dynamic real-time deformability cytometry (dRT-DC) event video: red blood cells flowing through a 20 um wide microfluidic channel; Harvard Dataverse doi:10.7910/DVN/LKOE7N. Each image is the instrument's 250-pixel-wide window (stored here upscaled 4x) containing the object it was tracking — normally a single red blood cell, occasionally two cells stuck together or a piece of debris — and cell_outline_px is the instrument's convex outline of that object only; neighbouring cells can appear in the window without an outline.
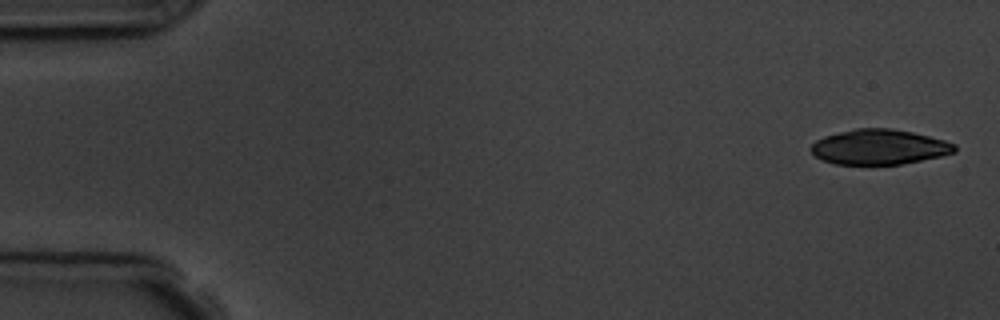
{"species": "common noctule bat (a hibernating species)", "species_latin": "Nyctalus noctula", "temperature_condition": "room temperature", "stored_images_in_passage": 5, "camera_frame_rate_fps": 3000, "um_per_image_px": 0.085, "animal": {"sex": "male", "body_mass_g": 19.5, "forearm_length_mm": 54.6}, "frame": {"image": 1, "passage_image": 1, "time_ms": 0.0, "image_size_px": [1000, 320], "cell_outline_px": [[956, 152], [940, 156], [900, 164], [836, 164], [824, 160], [816, 156], [812, 152], [812, 144], [816, 140], [824, 136], [856, 128], [892, 128], [912, 132], [944, 140], [956, 144]], "centroid_in_image_um": [74.75, 12.48], "position_along_channel_um": 10.3, "area_um2": 29.07}}